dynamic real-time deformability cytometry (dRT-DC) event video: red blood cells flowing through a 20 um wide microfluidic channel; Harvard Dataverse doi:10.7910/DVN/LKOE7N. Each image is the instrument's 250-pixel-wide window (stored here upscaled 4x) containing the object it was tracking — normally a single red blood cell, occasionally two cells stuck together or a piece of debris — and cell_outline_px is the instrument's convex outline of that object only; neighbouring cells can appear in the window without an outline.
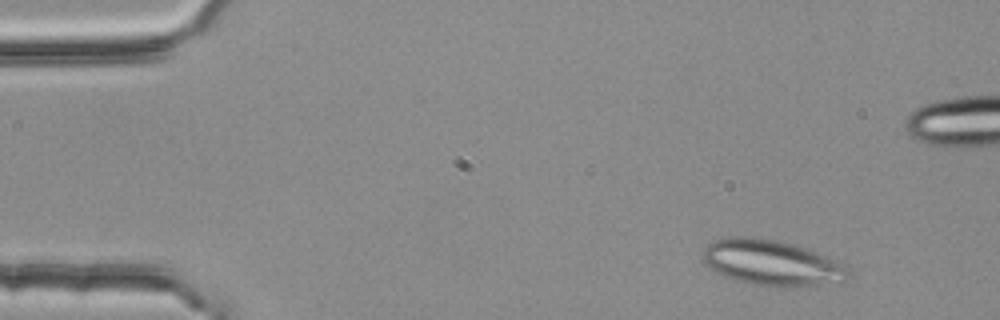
{"species": "common noctule bat (a hibernating species)", "species_latin": "Nyctalus noctula", "temperature_condition": "room temperature", "stored_images_in_passage": 3, "camera_frame_rate_fps": 3000, "um_per_image_px": 0.085, "animal": {"sex": "female", "body_mass_g": 25.1}, "frame": {"image": 1, "passage_image": 1, "time_ms": 0.0, "image_size_px": [1000, 320], "cell_outline_px": [[848, 272], [844, 280], [808, 288], [756, 284], [736, 280], [724, 276], [716, 272], [704, 260], [704, 248], [708, 244], [716, 240], [728, 236], [744, 236], [776, 240], [792, 244], [804, 248], [844, 264]], "centroid_in_image_um": [65.59, 22.34], "position_along_channel_um": 19.4, "area_um2": 37.97}}